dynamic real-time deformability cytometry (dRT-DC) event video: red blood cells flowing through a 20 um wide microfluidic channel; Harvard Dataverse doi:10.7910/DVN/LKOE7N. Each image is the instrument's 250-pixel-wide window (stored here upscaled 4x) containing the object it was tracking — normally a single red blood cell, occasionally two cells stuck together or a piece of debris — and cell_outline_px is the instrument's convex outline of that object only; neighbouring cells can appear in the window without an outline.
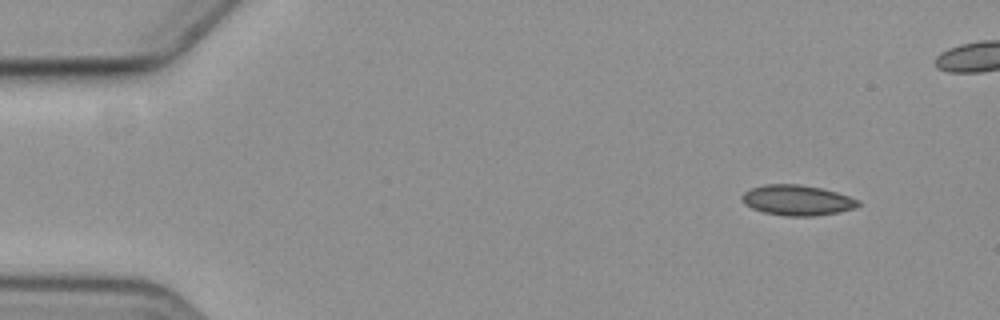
{"species": "common noctule bat (a hibernating species)", "species_latin": "Nyctalus noctula", "temperature_condition": "cold", "stored_images_in_passage": 6, "camera_frame_rate_fps": 3000, "um_per_image_px": 0.085, "animal": {"sex": "female", "body_mass_g": 19.3, "forearm_length_mm": 54.1}, "frame": {"image": 1, "passage_image": 1, "time_ms": 0.0, "image_size_px": [1000, 320], "cell_outline_px": [[860, 204], [856, 208], [836, 212], [812, 216], [784, 216], [764, 212], [752, 208], [744, 204], [740, 196], [744, 192], [752, 188], [764, 184], [800, 184], [820, 188], [836, 192], [860, 200]], "centroid_in_image_um": [67.74, 17.01], "position_along_channel_um": 17.3, "area_um2": 20.52}}
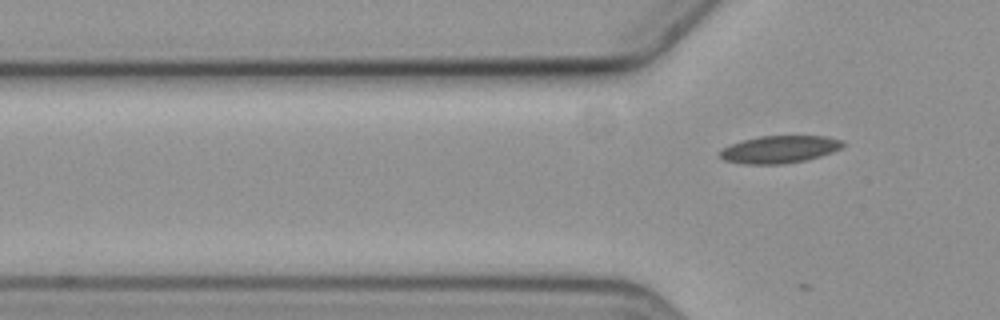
{"frame": {"image": 2, "passage_image": 6, "time_ms": 7.0, "image_size_px": [1000, 320], "cell_outline_px": [[844, 144], [840, 148], [832, 152], [820, 156], [804, 160], [784, 164], [744, 164], [724, 160], [720, 156], [720, 152], [724, 148], [732, 144], [744, 140], [760, 136], [824, 136], [844, 140]], "centroid_in_image_um": [66.28, 12.7], "position_along_channel_um": 59.5, "area_um2": 19.42}}